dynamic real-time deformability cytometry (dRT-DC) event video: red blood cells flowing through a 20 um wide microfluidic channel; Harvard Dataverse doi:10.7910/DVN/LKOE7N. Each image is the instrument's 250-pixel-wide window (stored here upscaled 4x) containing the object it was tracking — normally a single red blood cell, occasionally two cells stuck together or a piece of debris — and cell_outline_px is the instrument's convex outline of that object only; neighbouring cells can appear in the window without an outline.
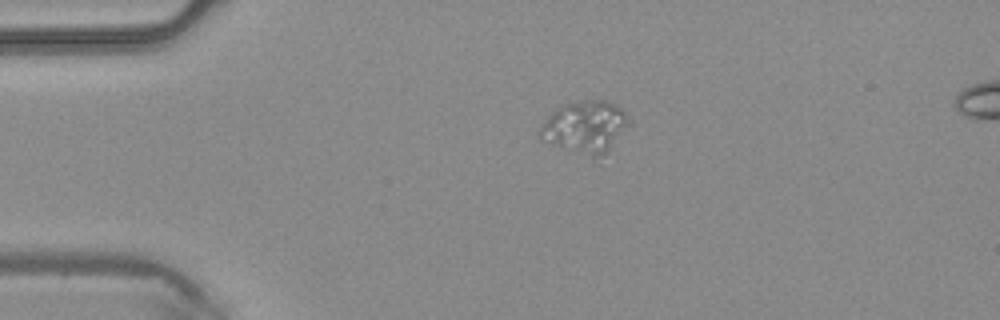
{"species": "common noctule bat (a hibernating species)", "species_latin": "Nyctalus noctula", "temperature_condition": "warm", "stored_images_in_passage": 2, "segment_of_instrument_passage": [1, 2], "camera_frame_rate_fps": 3000, "um_per_image_px": 0.085, "animal": {"sex": "male", "body_mass_g": 20.4}, "frame": {"image": 1, "passage_image": 1, "time_ms": 0.0, "image_size_px": [1000, 320], "cell_outline_px": [[632, 124], [608, 152], [596, 156], [592, 156], [540, 140], [540, 128], [548, 116], [556, 108], [564, 104], [588, 100], [604, 100], [616, 104], [624, 112]], "centroid_in_image_um": [49.79, 10.76], "position_along_channel_um": 35.2, "area_um2": 26.59}}